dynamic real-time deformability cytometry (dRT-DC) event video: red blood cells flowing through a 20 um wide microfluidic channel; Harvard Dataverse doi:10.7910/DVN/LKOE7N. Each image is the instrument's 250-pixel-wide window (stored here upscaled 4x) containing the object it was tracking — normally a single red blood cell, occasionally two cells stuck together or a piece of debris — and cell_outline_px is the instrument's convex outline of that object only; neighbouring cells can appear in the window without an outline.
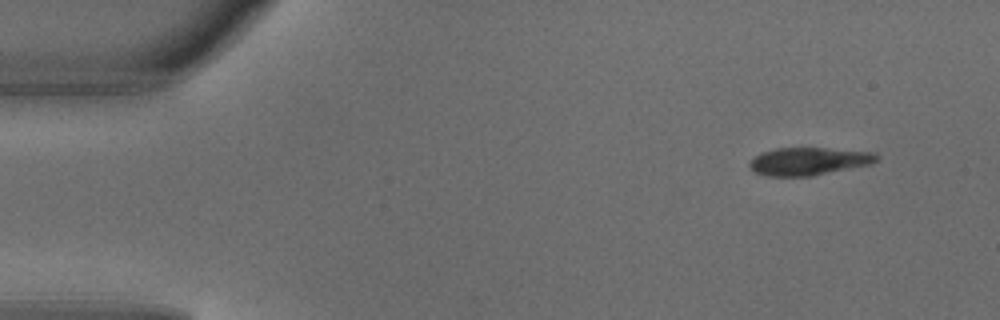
{"species": "common noctule bat (a hibernating species)", "species_latin": "Nyctalus noctula", "temperature_condition": "warm", "stored_images_in_passage": 4, "segment_of_instrument_passage": [1, 2], "camera_frame_rate_fps": 3000, "um_per_image_px": 0.085, "animal": {"sex": "male", "body_mass_g": 18.8}, "frame": {"image": 1, "passage_image": 1, "time_ms": 0.0, "image_size_px": [1000, 320], "cell_outline_px": [[880, 156], [872, 164], [812, 176], [768, 176], [756, 172], [748, 164], [756, 156], [764, 152], [776, 148], [828, 148], [876, 152]], "centroid_in_image_um": [68.81, 13.7], "position_along_channel_um": 16.2, "area_um2": 20.46}}